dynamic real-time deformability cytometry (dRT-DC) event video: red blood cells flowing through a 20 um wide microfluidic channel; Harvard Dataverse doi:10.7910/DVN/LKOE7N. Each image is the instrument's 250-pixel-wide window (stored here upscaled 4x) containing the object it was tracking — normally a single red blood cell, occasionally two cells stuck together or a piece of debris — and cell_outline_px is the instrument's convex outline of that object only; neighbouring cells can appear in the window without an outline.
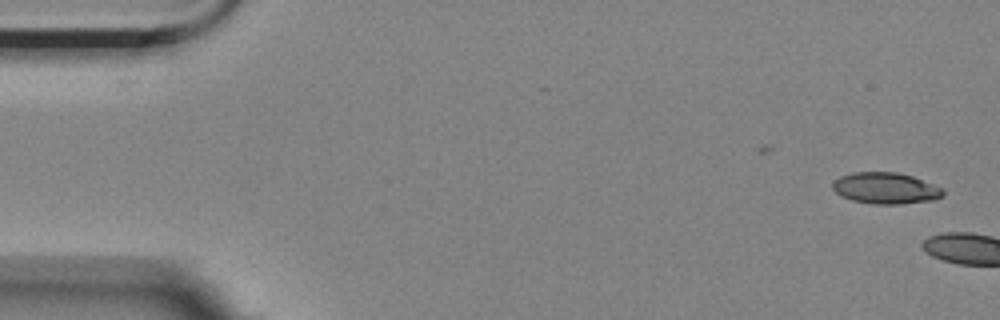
{"species": "Egyptian fruit bat (a non-hibernating species)", "species_latin": "Rousettus aegyptiacus", "temperature_condition": "room temperature", "stored_images_in_passage": 2, "camera_frame_rate_fps": 3000, "um_per_image_px": 0.085, "animal": {"sex": "female"}, "frame": {"image": 1, "passage_image": 2, "time_ms": 1.0, "image_size_px": [1000, 320], "cell_outline_px": [[944, 196], [936, 200], [900, 204], [872, 204], [852, 200], [840, 196], [832, 188], [832, 184], [840, 176], [852, 172], [896, 172], [912, 176], [944, 188]], "centroid_in_image_um": [75.3, 16.0], "position_along_channel_um": 9.7, "area_um2": 20.35}}